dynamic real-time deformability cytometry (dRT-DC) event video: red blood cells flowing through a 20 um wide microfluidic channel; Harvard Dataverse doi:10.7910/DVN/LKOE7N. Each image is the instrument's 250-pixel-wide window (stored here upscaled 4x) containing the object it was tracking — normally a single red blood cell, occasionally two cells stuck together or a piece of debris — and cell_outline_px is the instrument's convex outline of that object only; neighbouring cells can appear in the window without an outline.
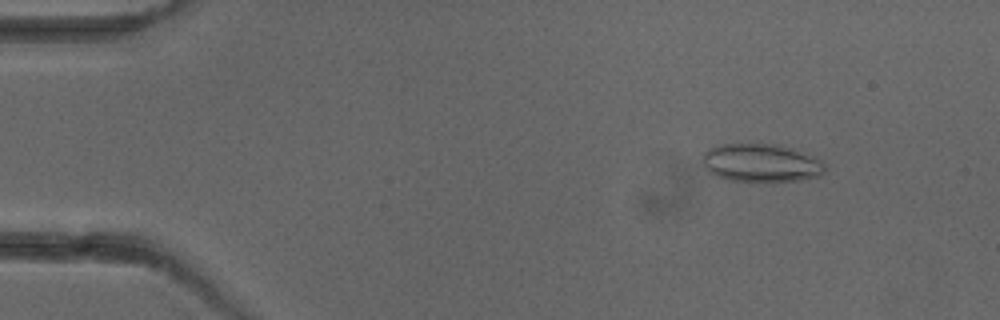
{"species": "common noctule bat (a hibernating species)", "species_latin": "Nyctalus noctula", "temperature_condition": "cold", "stored_images_in_passage": 4, "camera_frame_rate_fps": 3000, "um_per_image_px": 0.085, "animal": {"sex": "female"}, "frame": {"image": 1, "passage_image": 1, "time_ms": 0.0, "image_size_px": [1000, 320], "cell_outline_px": [[824, 172], [820, 176], [800, 180], [728, 180], [716, 176], [708, 172], [700, 164], [700, 156], [708, 148], [720, 144], [776, 144], [792, 148], [816, 156], [824, 164]], "centroid_in_image_um": [64.63, 13.82], "position_along_channel_um": 20.4, "area_um2": 27.4}}